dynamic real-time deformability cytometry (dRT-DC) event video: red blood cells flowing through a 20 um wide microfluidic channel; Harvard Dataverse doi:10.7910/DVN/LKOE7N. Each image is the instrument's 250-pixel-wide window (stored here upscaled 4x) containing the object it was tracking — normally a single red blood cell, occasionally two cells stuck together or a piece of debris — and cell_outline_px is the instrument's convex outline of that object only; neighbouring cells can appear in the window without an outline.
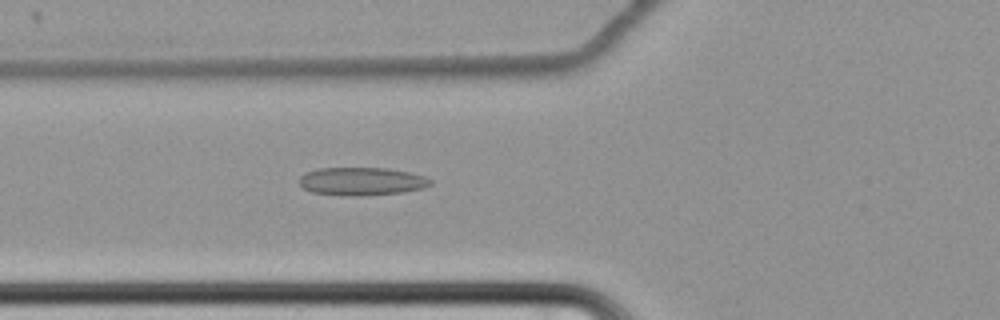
{"species": "common noctule bat (a hibernating species)", "species_latin": "Nyctalus noctula", "temperature_condition": "cold", "stored_images_in_passage": 47, "camera_frame_rate_fps": 3000, "um_per_image_px": 0.085, "animal": {"sex": "female", "body_mass_g": 22.7, "forearm_length_mm": 54.2}, "frame": {"image": 1, "passage_image": 9, "time_ms": 2.667, "image_size_px": [1000, 320], "cell_outline_px": [[432, 184], [424, 188], [404, 192], [360, 196], [348, 196], [312, 192], [304, 188], [300, 184], [300, 176], [304, 172], [316, 168], [388, 168], [412, 172], [424, 176], [432, 180]], "centroid_in_image_um": [30.76, 15.41], "position_along_channel_um": 95.0, "area_um2": 21.68}}
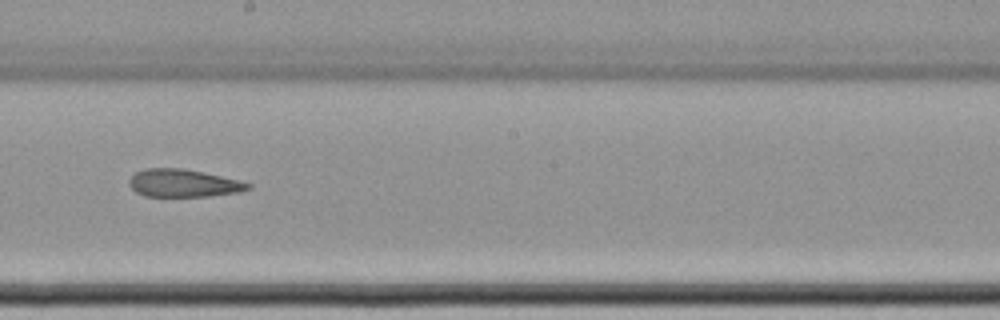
{"frame": {"image": 2, "passage_image": 21, "time_ms": 6.667, "image_size_px": [1000, 320], "cell_outline_px": [[252, 188], [240, 192], [208, 196], [144, 196], [136, 192], [128, 184], [128, 180], [136, 172], [144, 168], [184, 168], [204, 172], [240, 180], [252, 184]], "centroid_in_image_um": [15.6, 15.56], "position_along_channel_um": 232.6, "area_um2": 19.36}}
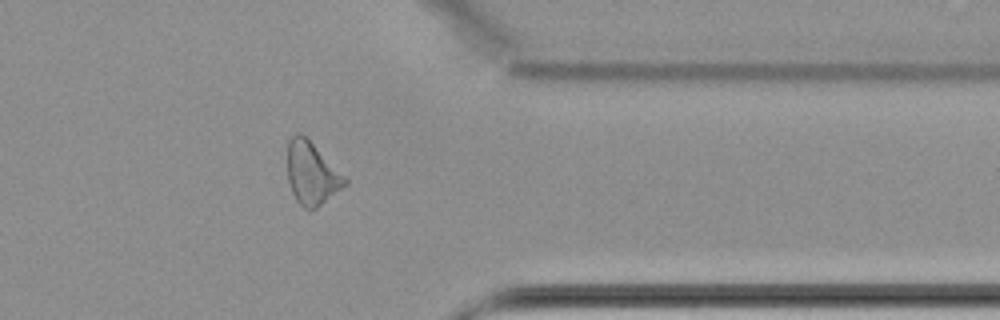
{"frame": {"image": 3, "passage_image": 35, "time_ms": 11.333, "image_size_px": [1000, 320], "cell_outline_px": [[348, 184], [316, 208], [304, 208], [296, 200], [292, 192], [288, 180], [288, 140], [296, 132], [300, 132], [348, 180]], "centroid_in_image_um": [26.48, 14.75], "position_along_channel_um": 384.9, "area_um2": 20.4}}